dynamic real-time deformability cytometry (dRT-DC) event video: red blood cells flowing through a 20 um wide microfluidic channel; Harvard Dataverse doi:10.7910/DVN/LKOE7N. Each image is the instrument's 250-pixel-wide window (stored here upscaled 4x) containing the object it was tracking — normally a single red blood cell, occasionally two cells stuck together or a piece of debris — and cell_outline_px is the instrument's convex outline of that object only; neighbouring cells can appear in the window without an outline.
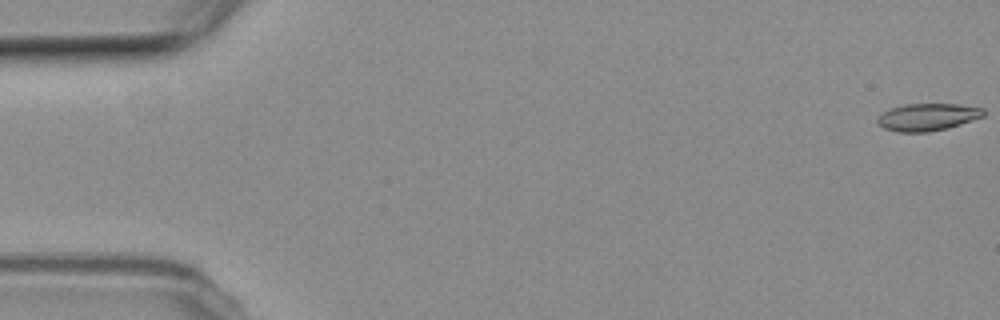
{"species": "common noctule bat (a hibernating species)", "species_latin": "Nyctalus noctula", "temperature_condition": "room temperature", "stored_images_in_passage": 5, "camera_frame_rate_fps": 3000, "um_per_image_px": 0.085, "animal": {"sex": "female", "body_mass_g": 19.3, "forearm_length_mm": 54.1}, "frame": {"image": 1, "passage_image": 1, "time_ms": 0.0, "image_size_px": [1000, 320], "cell_outline_px": [[984, 116], [948, 128], [928, 132], [896, 132], [884, 128], [876, 120], [884, 112], [892, 108], [908, 104], [960, 104], [984, 108]], "centroid_in_image_um": [78.88, 9.95], "position_along_channel_um": 6.1, "area_um2": 16.7}}
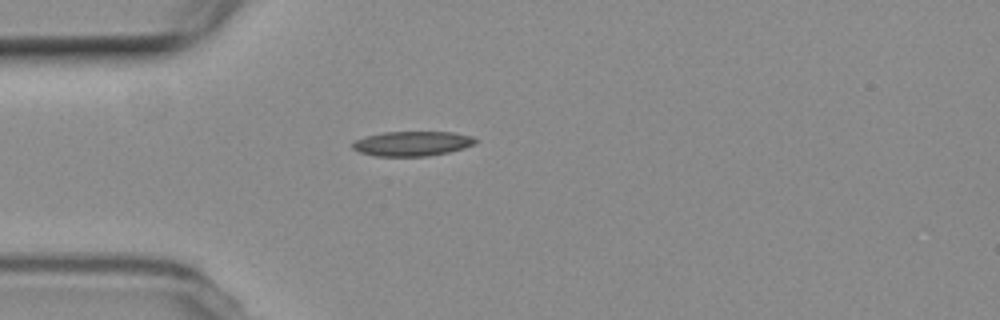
{"frame": {"image": 2, "passage_image": 5, "time_ms": 5.0, "image_size_px": [1000, 320], "cell_outline_px": [[476, 144], [464, 148], [448, 152], [428, 156], [376, 156], [360, 152], [352, 148], [352, 144], [356, 140], [368, 136], [384, 132], [452, 132], [472, 136], [476, 140]], "centroid_in_image_um": [35.06, 12.21], "position_along_channel_um": 49.9, "area_um2": 17.57}}